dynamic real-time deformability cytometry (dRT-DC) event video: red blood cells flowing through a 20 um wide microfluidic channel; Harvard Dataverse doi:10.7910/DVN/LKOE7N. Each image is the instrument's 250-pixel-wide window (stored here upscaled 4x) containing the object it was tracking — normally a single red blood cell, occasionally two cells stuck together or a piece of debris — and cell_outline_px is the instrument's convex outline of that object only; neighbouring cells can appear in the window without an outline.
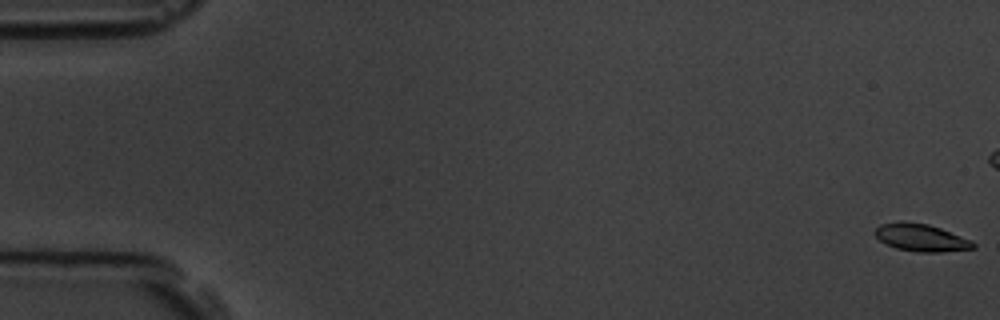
{"species": "common noctule bat (a hibernating species)", "species_latin": "Nyctalus noctula", "temperature_condition": "room temperature", "stored_images_in_passage": 7, "camera_frame_rate_fps": 3000, "um_per_image_px": 0.085, "animal": {"sex": "male", "body_mass_g": 19.5, "forearm_length_mm": 54.6}, "frame": {"image": 1, "passage_image": 1, "time_ms": 0.0, "image_size_px": [1000, 320], "cell_outline_px": [[976, 248], [940, 252], [916, 252], [896, 248], [880, 240], [876, 236], [876, 228], [880, 224], [928, 224], [940, 228], [972, 240], [976, 244]], "centroid_in_image_um": [78.38, 20.25], "position_along_channel_um": 6.6, "area_um2": 15.03}}
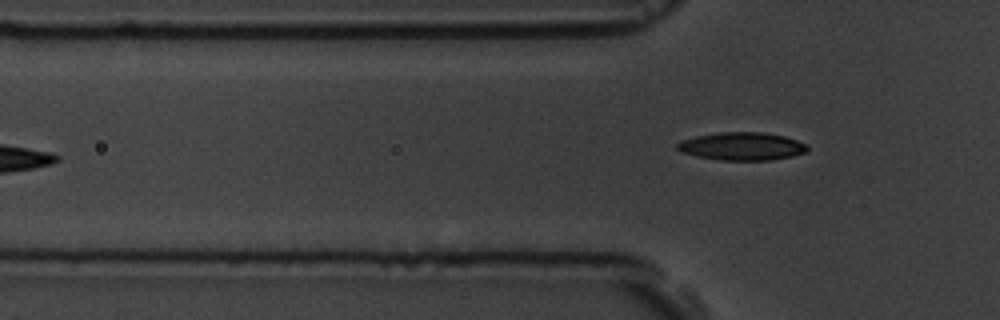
{"frame": {"image": 2, "passage_image": 7, "time_ms": 7.667, "image_size_px": [1000, 320], "cell_outline_px": [[808, 148], [804, 152], [792, 156], [772, 160], [720, 160], [680, 152], [676, 148], [676, 144], [684, 140], [696, 136], [720, 132], [760, 132], [784, 136], [796, 140], [804, 144]], "centroid_in_image_um": [63.05, 12.43], "position_along_channel_um": 62.8, "area_um2": 20.87}}